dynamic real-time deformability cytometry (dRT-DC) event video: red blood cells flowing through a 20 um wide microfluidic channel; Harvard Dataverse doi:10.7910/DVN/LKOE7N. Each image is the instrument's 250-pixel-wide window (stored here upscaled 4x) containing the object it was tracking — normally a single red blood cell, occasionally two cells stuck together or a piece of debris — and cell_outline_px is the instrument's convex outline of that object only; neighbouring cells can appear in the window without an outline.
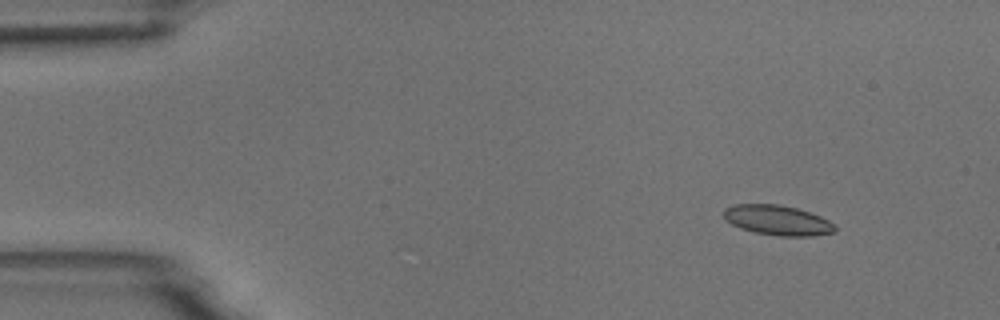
{"species": "common noctule bat (a hibernating species)", "species_latin": "Nyctalus noctula", "temperature_condition": "room temperature", "stored_images_in_passage": 4, "camera_frame_rate_fps": 3000, "um_per_image_px": 0.085, "animal": {"sex": "male", "body_mass_g": 18.8}, "frame": {"image": 1, "passage_image": 2, "time_ms": 1.333, "image_size_px": [1000, 320], "cell_outline_px": [[836, 232], [812, 236], [780, 236], [756, 232], [740, 228], [724, 220], [724, 208], [736, 204], [780, 204], [796, 208], [820, 216], [836, 224]], "centroid_in_image_um": [66.1, 18.72], "position_along_channel_um": 18.9, "area_um2": 19.48}}
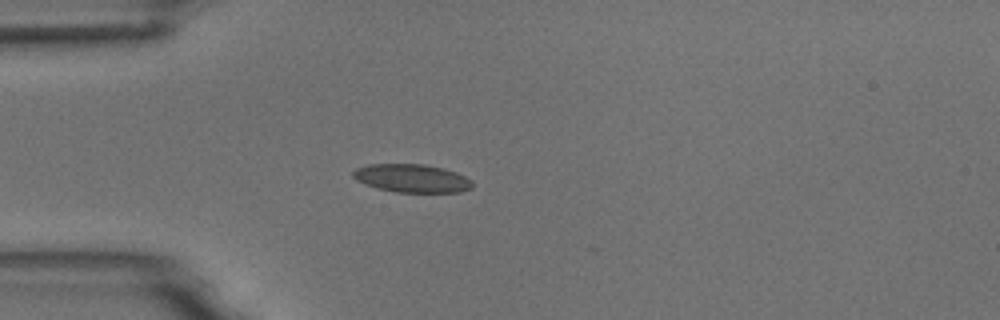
{"frame": {"image": 2, "passage_image": 4, "time_ms": 4.333, "image_size_px": [1000, 320], "cell_outline_px": [[472, 188], [460, 192], [396, 192], [376, 188], [356, 180], [352, 176], [352, 172], [356, 168], [368, 164], [424, 164], [444, 168], [456, 172], [472, 180]], "centroid_in_image_um": [35.0, 15.15], "position_along_channel_um": 50.0, "area_um2": 19.71}}